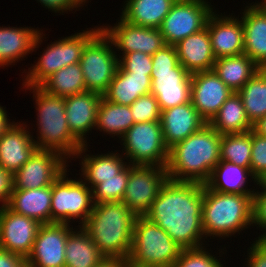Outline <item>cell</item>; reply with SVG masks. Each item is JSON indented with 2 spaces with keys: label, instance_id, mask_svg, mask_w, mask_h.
Masks as SVG:
<instances>
[{
  "label": "cell",
  "instance_id": "cell-26",
  "mask_svg": "<svg viewBox=\"0 0 266 267\" xmlns=\"http://www.w3.org/2000/svg\"><path fill=\"white\" fill-rule=\"evenodd\" d=\"M51 198L52 185L36 189H13L6 206L40 224H50Z\"/></svg>",
  "mask_w": 266,
  "mask_h": 267
},
{
  "label": "cell",
  "instance_id": "cell-19",
  "mask_svg": "<svg viewBox=\"0 0 266 267\" xmlns=\"http://www.w3.org/2000/svg\"><path fill=\"white\" fill-rule=\"evenodd\" d=\"M207 29L216 59L244 53V29L241 19L232 15L220 16L213 12L207 21Z\"/></svg>",
  "mask_w": 266,
  "mask_h": 267
},
{
  "label": "cell",
  "instance_id": "cell-48",
  "mask_svg": "<svg viewBox=\"0 0 266 267\" xmlns=\"http://www.w3.org/2000/svg\"><path fill=\"white\" fill-rule=\"evenodd\" d=\"M127 260L117 257H104L94 267H127Z\"/></svg>",
  "mask_w": 266,
  "mask_h": 267
},
{
  "label": "cell",
  "instance_id": "cell-46",
  "mask_svg": "<svg viewBox=\"0 0 266 267\" xmlns=\"http://www.w3.org/2000/svg\"><path fill=\"white\" fill-rule=\"evenodd\" d=\"M13 190V175L0 167V206H6Z\"/></svg>",
  "mask_w": 266,
  "mask_h": 267
},
{
  "label": "cell",
  "instance_id": "cell-27",
  "mask_svg": "<svg viewBox=\"0 0 266 267\" xmlns=\"http://www.w3.org/2000/svg\"><path fill=\"white\" fill-rule=\"evenodd\" d=\"M151 75L124 72L119 66L103 97L121 105L130 106L137 98L151 92Z\"/></svg>",
  "mask_w": 266,
  "mask_h": 267
},
{
  "label": "cell",
  "instance_id": "cell-17",
  "mask_svg": "<svg viewBox=\"0 0 266 267\" xmlns=\"http://www.w3.org/2000/svg\"><path fill=\"white\" fill-rule=\"evenodd\" d=\"M114 25L112 28L102 26L101 30L112 41L113 46L123 51V55L138 51L152 56L166 45L159 28L136 26L121 17L118 24Z\"/></svg>",
  "mask_w": 266,
  "mask_h": 267
},
{
  "label": "cell",
  "instance_id": "cell-32",
  "mask_svg": "<svg viewBox=\"0 0 266 267\" xmlns=\"http://www.w3.org/2000/svg\"><path fill=\"white\" fill-rule=\"evenodd\" d=\"M79 228V231L73 229L67 237L65 267H94L104 256L88 233L81 226Z\"/></svg>",
  "mask_w": 266,
  "mask_h": 267
},
{
  "label": "cell",
  "instance_id": "cell-43",
  "mask_svg": "<svg viewBox=\"0 0 266 267\" xmlns=\"http://www.w3.org/2000/svg\"><path fill=\"white\" fill-rule=\"evenodd\" d=\"M257 185L263 191L255 192L253 196V224L265 229L257 240H266V185L261 181Z\"/></svg>",
  "mask_w": 266,
  "mask_h": 267
},
{
  "label": "cell",
  "instance_id": "cell-3",
  "mask_svg": "<svg viewBox=\"0 0 266 267\" xmlns=\"http://www.w3.org/2000/svg\"><path fill=\"white\" fill-rule=\"evenodd\" d=\"M136 215L122 201L93 205L81 226L104 257L128 259Z\"/></svg>",
  "mask_w": 266,
  "mask_h": 267
},
{
  "label": "cell",
  "instance_id": "cell-11",
  "mask_svg": "<svg viewBox=\"0 0 266 267\" xmlns=\"http://www.w3.org/2000/svg\"><path fill=\"white\" fill-rule=\"evenodd\" d=\"M112 41L101 30L84 48L80 65L86 90L103 95L118 68Z\"/></svg>",
  "mask_w": 266,
  "mask_h": 267
},
{
  "label": "cell",
  "instance_id": "cell-8",
  "mask_svg": "<svg viewBox=\"0 0 266 267\" xmlns=\"http://www.w3.org/2000/svg\"><path fill=\"white\" fill-rule=\"evenodd\" d=\"M100 31L101 27H96L52 42L53 44L48 45L38 62L29 68L22 85L25 87L40 86L61 68L79 63L85 46Z\"/></svg>",
  "mask_w": 266,
  "mask_h": 267
},
{
  "label": "cell",
  "instance_id": "cell-49",
  "mask_svg": "<svg viewBox=\"0 0 266 267\" xmlns=\"http://www.w3.org/2000/svg\"><path fill=\"white\" fill-rule=\"evenodd\" d=\"M7 112L3 106H0V137L4 134L6 129L12 124L7 118Z\"/></svg>",
  "mask_w": 266,
  "mask_h": 267
},
{
  "label": "cell",
  "instance_id": "cell-21",
  "mask_svg": "<svg viewBox=\"0 0 266 267\" xmlns=\"http://www.w3.org/2000/svg\"><path fill=\"white\" fill-rule=\"evenodd\" d=\"M100 93L84 91L65 97V112L71 134L85 145L87 132L96 128Z\"/></svg>",
  "mask_w": 266,
  "mask_h": 267
},
{
  "label": "cell",
  "instance_id": "cell-2",
  "mask_svg": "<svg viewBox=\"0 0 266 267\" xmlns=\"http://www.w3.org/2000/svg\"><path fill=\"white\" fill-rule=\"evenodd\" d=\"M221 137L208 123L169 149L168 179L206 184L220 161Z\"/></svg>",
  "mask_w": 266,
  "mask_h": 267
},
{
  "label": "cell",
  "instance_id": "cell-13",
  "mask_svg": "<svg viewBox=\"0 0 266 267\" xmlns=\"http://www.w3.org/2000/svg\"><path fill=\"white\" fill-rule=\"evenodd\" d=\"M168 180L166 166H133L122 202L136 216H145Z\"/></svg>",
  "mask_w": 266,
  "mask_h": 267
},
{
  "label": "cell",
  "instance_id": "cell-50",
  "mask_svg": "<svg viewBox=\"0 0 266 267\" xmlns=\"http://www.w3.org/2000/svg\"><path fill=\"white\" fill-rule=\"evenodd\" d=\"M253 130L262 136H266V115L253 124Z\"/></svg>",
  "mask_w": 266,
  "mask_h": 267
},
{
  "label": "cell",
  "instance_id": "cell-18",
  "mask_svg": "<svg viewBox=\"0 0 266 267\" xmlns=\"http://www.w3.org/2000/svg\"><path fill=\"white\" fill-rule=\"evenodd\" d=\"M232 93L213 70L191 74L190 101L207 123Z\"/></svg>",
  "mask_w": 266,
  "mask_h": 267
},
{
  "label": "cell",
  "instance_id": "cell-7",
  "mask_svg": "<svg viewBox=\"0 0 266 267\" xmlns=\"http://www.w3.org/2000/svg\"><path fill=\"white\" fill-rule=\"evenodd\" d=\"M181 251L165 230L145 216L136 217L128 266L173 267Z\"/></svg>",
  "mask_w": 266,
  "mask_h": 267
},
{
  "label": "cell",
  "instance_id": "cell-36",
  "mask_svg": "<svg viewBox=\"0 0 266 267\" xmlns=\"http://www.w3.org/2000/svg\"><path fill=\"white\" fill-rule=\"evenodd\" d=\"M40 86L47 92L63 98L86 91L80 63L61 68Z\"/></svg>",
  "mask_w": 266,
  "mask_h": 267
},
{
  "label": "cell",
  "instance_id": "cell-41",
  "mask_svg": "<svg viewBox=\"0 0 266 267\" xmlns=\"http://www.w3.org/2000/svg\"><path fill=\"white\" fill-rule=\"evenodd\" d=\"M250 169L258 182L266 178V136L256 133L253 129Z\"/></svg>",
  "mask_w": 266,
  "mask_h": 267
},
{
  "label": "cell",
  "instance_id": "cell-42",
  "mask_svg": "<svg viewBox=\"0 0 266 267\" xmlns=\"http://www.w3.org/2000/svg\"><path fill=\"white\" fill-rule=\"evenodd\" d=\"M118 66L124 72H134L139 75H151L152 56L143 52H130L118 59Z\"/></svg>",
  "mask_w": 266,
  "mask_h": 267
},
{
  "label": "cell",
  "instance_id": "cell-4",
  "mask_svg": "<svg viewBox=\"0 0 266 267\" xmlns=\"http://www.w3.org/2000/svg\"><path fill=\"white\" fill-rule=\"evenodd\" d=\"M33 90L37 110V125L40 136L34 140L37 149L51 150L65 159L80 156L87 150L70 132L65 112V98L53 95L41 86L26 87ZM67 157V158H66Z\"/></svg>",
  "mask_w": 266,
  "mask_h": 267
},
{
  "label": "cell",
  "instance_id": "cell-24",
  "mask_svg": "<svg viewBox=\"0 0 266 267\" xmlns=\"http://www.w3.org/2000/svg\"><path fill=\"white\" fill-rule=\"evenodd\" d=\"M244 54L266 69V10L259 4L246 6L242 12Z\"/></svg>",
  "mask_w": 266,
  "mask_h": 267
},
{
  "label": "cell",
  "instance_id": "cell-23",
  "mask_svg": "<svg viewBox=\"0 0 266 267\" xmlns=\"http://www.w3.org/2000/svg\"><path fill=\"white\" fill-rule=\"evenodd\" d=\"M179 63L190 73L213 70L216 58L212 51L207 25L175 44Z\"/></svg>",
  "mask_w": 266,
  "mask_h": 267
},
{
  "label": "cell",
  "instance_id": "cell-14",
  "mask_svg": "<svg viewBox=\"0 0 266 267\" xmlns=\"http://www.w3.org/2000/svg\"><path fill=\"white\" fill-rule=\"evenodd\" d=\"M67 160L51 150L36 149L29 160L13 175V189L51 186L67 169Z\"/></svg>",
  "mask_w": 266,
  "mask_h": 267
},
{
  "label": "cell",
  "instance_id": "cell-20",
  "mask_svg": "<svg viewBox=\"0 0 266 267\" xmlns=\"http://www.w3.org/2000/svg\"><path fill=\"white\" fill-rule=\"evenodd\" d=\"M27 125L12 123L0 137V167L14 175L37 149Z\"/></svg>",
  "mask_w": 266,
  "mask_h": 267
},
{
  "label": "cell",
  "instance_id": "cell-15",
  "mask_svg": "<svg viewBox=\"0 0 266 267\" xmlns=\"http://www.w3.org/2000/svg\"><path fill=\"white\" fill-rule=\"evenodd\" d=\"M66 223L41 224L30 255L28 267H65V245L73 227Z\"/></svg>",
  "mask_w": 266,
  "mask_h": 267
},
{
  "label": "cell",
  "instance_id": "cell-33",
  "mask_svg": "<svg viewBox=\"0 0 266 267\" xmlns=\"http://www.w3.org/2000/svg\"><path fill=\"white\" fill-rule=\"evenodd\" d=\"M119 156V153H106L96 155L82 156L81 172L85 183L93 189L97 184L101 183V179L115 178V176L121 172L127 165V162L123 161ZM89 181V182H88Z\"/></svg>",
  "mask_w": 266,
  "mask_h": 267
},
{
  "label": "cell",
  "instance_id": "cell-6",
  "mask_svg": "<svg viewBox=\"0 0 266 267\" xmlns=\"http://www.w3.org/2000/svg\"><path fill=\"white\" fill-rule=\"evenodd\" d=\"M153 94L160 111L190 102L191 74L179 63L175 45H165L152 55Z\"/></svg>",
  "mask_w": 266,
  "mask_h": 267
},
{
  "label": "cell",
  "instance_id": "cell-37",
  "mask_svg": "<svg viewBox=\"0 0 266 267\" xmlns=\"http://www.w3.org/2000/svg\"><path fill=\"white\" fill-rule=\"evenodd\" d=\"M251 148L252 130L222 135L220 160L231 162L240 167H250Z\"/></svg>",
  "mask_w": 266,
  "mask_h": 267
},
{
  "label": "cell",
  "instance_id": "cell-44",
  "mask_svg": "<svg viewBox=\"0 0 266 267\" xmlns=\"http://www.w3.org/2000/svg\"><path fill=\"white\" fill-rule=\"evenodd\" d=\"M247 267H266V241L256 240L248 249Z\"/></svg>",
  "mask_w": 266,
  "mask_h": 267
},
{
  "label": "cell",
  "instance_id": "cell-10",
  "mask_svg": "<svg viewBox=\"0 0 266 267\" xmlns=\"http://www.w3.org/2000/svg\"><path fill=\"white\" fill-rule=\"evenodd\" d=\"M66 174L67 170L52 184L51 223L69 224L71 219L81 218L82 226L93 209L92 189L83 179H68Z\"/></svg>",
  "mask_w": 266,
  "mask_h": 267
},
{
  "label": "cell",
  "instance_id": "cell-12",
  "mask_svg": "<svg viewBox=\"0 0 266 267\" xmlns=\"http://www.w3.org/2000/svg\"><path fill=\"white\" fill-rule=\"evenodd\" d=\"M213 8L206 0H176L159 27L167 45L204 29Z\"/></svg>",
  "mask_w": 266,
  "mask_h": 267
},
{
  "label": "cell",
  "instance_id": "cell-52",
  "mask_svg": "<svg viewBox=\"0 0 266 267\" xmlns=\"http://www.w3.org/2000/svg\"><path fill=\"white\" fill-rule=\"evenodd\" d=\"M262 182L266 185V178L262 180Z\"/></svg>",
  "mask_w": 266,
  "mask_h": 267
},
{
  "label": "cell",
  "instance_id": "cell-30",
  "mask_svg": "<svg viewBox=\"0 0 266 267\" xmlns=\"http://www.w3.org/2000/svg\"><path fill=\"white\" fill-rule=\"evenodd\" d=\"M260 69L246 54L217 58L213 71L233 91L238 92Z\"/></svg>",
  "mask_w": 266,
  "mask_h": 267
},
{
  "label": "cell",
  "instance_id": "cell-29",
  "mask_svg": "<svg viewBox=\"0 0 266 267\" xmlns=\"http://www.w3.org/2000/svg\"><path fill=\"white\" fill-rule=\"evenodd\" d=\"M176 0H127L121 18L130 24L159 28Z\"/></svg>",
  "mask_w": 266,
  "mask_h": 267
},
{
  "label": "cell",
  "instance_id": "cell-39",
  "mask_svg": "<svg viewBox=\"0 0 266 267\" xmlns=\"http://www.w3.org/2000/svg\"><path fill=\"white\" fill-rule=\"evenodd\" d=\"M204 247L182 249L173 267H223L221 260L212 256Z\"/></svg>",
  "mask_w": 266,
  "mask_h": 267
},
{
  "label": "cell",
  "instance_id": "cell-35",
  "mask_svg": "<svg viewBox=\"0 0 266 267\" xmlns=\"http://www.w3.org/2000/svg\"><path fill=\"white\" fill-rule=\"evenodd\" d=\"M237 93L252 125L263 118L266 115V69L260 68Z\"/></svg>",
  "mask_w": 266,
  "mask_h": 267
},
{
  "label": "cell",
  "instance_id": "cell-51",
  "mask_svg": "<svg viewBox=\"0 0 266 267\" xmlns=\"http://www.w3.org/2000/svg\"><path fill=\"white\" fill-rule=\"evenodd\" d=\"M259 4L266 10V0H263V2H260Z\"/></svg>",
  "mask_w": 266,
  "mask_h": 267
},
{
  "label": "cell",
  "instance_id": "cell-45",
  "mask_svg": "<svg viewBox=\"0 0 266 267\" xmlns=\"http://www.w3.org/2000/svg\"><path fill=\"white\" fill-rule=\"evenodd\" d=\"M39 1L45 8L47 7L48 9L54 11L55 13H59L71 10L74 8H79L81 7L80 5H84L85 3L84 0H37Z\"/></svg>",
  "mask_w": 266,
  "mask_h": 267
},
{
  "label": "cell",
  "instance_id": "cell-40",
  "mask_svg": "<svg viewBox=\"0 0 266 267\" xmlns=\"http://www.w3.org/2000/svg\"><path fill=\"white\" fill-rule=\"evenodd\" d=\"M130 109L135 123L160 122L161 111L158 101L151 93L137 98L130 105Z\"/></svg>",
  "mask_w": 266,
  "mask_h": 267
},
{
  "label": "cell",
  "instance_id": "cell-1",
  "mask_svg": "<svg viewBox=\"0 0 266 267\" xmlns=\"http://www.w3.org/2000/svg\"><path fill=\"white\" fill-rule=\"evenodd\" d=\"M204 184L168 179L145 217L157 224L182 249L202 247Z\"/></svg>",
  "mask_w": 266,
  "mask_h": 267
},
{
  "label": "cell",
  "instance_id": "cell-34",
  "mask_svg": "<svg viewBox=\"0 0 266 267\" xmlns=\"http://www.w3.org/2000/svg\"><path fill=\"white\" fill-rule=\"evenodd\" d=\"M134 123L130 106L110 102L102 96L97 109L96 130L120 138Z\"/></svg>",
  "mask_w": 266,
  "mask_h": 267
},
{
  "label": "cell",
  "instance_id": "cell-31",
  "mask_svg": "<svg viewBox=\"0 0 266 267\" xmlns=\"http://www.w3.org/2000/svg\"><path fill=\"white\" fill-rule=\"evenodd\" d=\"M208 124L221 135L244 133L253 129L237 92L232 93Z\"/></svg>",
  "mask_w": 266,
  "mask_h": 267
},
{
  "label": "cell",
  "instance_id": "cell-22",
  "mask_svg": "<svg viewBox=\"0 0 266 267\" xmlns=\"http://www.w3.org/2000/svg\"><path fill=\"white\" fill-rule=\"evenodd\" d=\"M160 124L164 142L170 149L176 143L200 130L207 122L200 116L190 101L161 111Z\"/></svg>",
  "mask_w": 266,
  "mask_h": 267
},
{
  "label": "cell",
  "instance_id": "cell-25",
  "mask_svg": "<svg viewBox=\"0 0 266 267\" xmlns=\"http://www.w3.org/2000/svg\"><path fill=\"white\" fill-rule=\"evenodd\" d=\"M2 27H0V66L12 65L30 51L39 48V43L42 42L43 35L38 29Z\"/></svg>",
  "mask_w": 266,
  "mask_h": 267
},
{
  "label": "cell",
  "instance_id": "cell-38",
  "mask_svg": "<svg viewBox=\"0 0 266 267\" xmlns=\"http://www.w3.org/2000/svg\"><path fill=\"white\" fill-rule=\"evenodd\" d=\"M131 170L132 165L128 163L115 178L101 179V183L92 189L93 202L98 204L102 202L122 201Z\"/></svg>",
  "mask_w": 266,
  "mask_h": 267
},
{
  "label": "cell",
  "instance_id": "cell-5",
  "mask_svg": "<svg viewBox=\"0 0 266 267\" xmlns=\"http://www.w3.org/2000/svg\"><path fill=\"white\" fill-rule=\"evenodd\" d=\"M253 196L203 189L202 226L206 237H230L253 225Z\"/></svg>",
  "mask_w": 266,
  "mask_h": 267
},
{
  "label": "cell",
  "instance_id": "cell-28",
  "mask_svg": "<svg viewBox=\"0 0 266 267\" xmlns=\"http://www.w3.org/2000/svg\"><path fill=\"white\" fill-rule=\"evenodd\" d=\"M248 175V176H247ZM258 184L254 178L250 167H240L231 162L220 160L214 167L212 174L206 185L214 191L221 193H231L240 195H254V189L248 190L246 186L248 177Z\"/></svg>",
  "mask_w": 266,
  "mask_h": 267
},
{
  "label": "cell",
  "instance_id": "cell-9",
  "mask_svg": "<svg viewBox=\"0 0 266 267\" xmlns=\"http://www.w3.org/2000/svg\"><path fill=\"white\" fill-rule=\"evenodd\" d=\"M124 159L133 166H167V148L160 122L134 123L124 134ZM127 156V157H126Z\"/></svg>",
  "mask_w": 266,
  "mask_h": 267
},
{
  "label": "cell",
  "instance_id": "cell-16",
  "mask_svg": "<svg viewBox=\"0 0 266 267\" xmlns=\"http://www.w3.org/2000/svg\"><path fill=\"white\" fill-rule=\"evenodd\" d=\"M40 225L35 219L15 213L7 206H1L0 248L27 259Z\"/></svg>",
  "mask_w": 266,
  "mask_h": 267
},
{
  "label": "cell",
  "instance_id": "cell-47",
  "mask_svg": "<svg viewBox=\"0 0 266 267\" xmlns=\"http://www.w3.org/2000/svg\"><path fill=\"white\" fill-rule=\"evenodd\" d=\"M0 267H28L24 257L0 248Z\"/></svg>",
  "mask_w": 266,
  "mask_h": 267
}]
</instances>
